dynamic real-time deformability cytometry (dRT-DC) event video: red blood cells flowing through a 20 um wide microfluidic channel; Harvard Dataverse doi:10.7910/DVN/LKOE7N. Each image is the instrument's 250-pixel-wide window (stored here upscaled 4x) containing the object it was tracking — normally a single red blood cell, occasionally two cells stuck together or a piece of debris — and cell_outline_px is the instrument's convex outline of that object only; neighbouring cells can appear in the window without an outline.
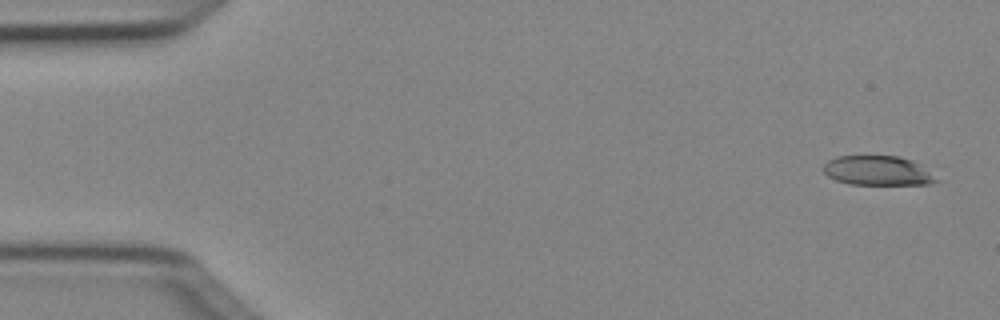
{"species": "Egyptian fruit bat (a non-hibernating species)", "species_latin": "Rousettus aegyptiacus", "temperature_condition": "cold", "stored_images_in_passage": 3, "camera_frame_rate_fps": 3000, "um_per_image_px": 0.085, "animal": {"sex": "female"}, "frame": {"image": 1, "passage_image": 1, "time_ms": 0.0, "image_size_px": [1000, 320], "cell_outline_px": [[940, 180], [928, 184], [848, 184], [836, 180], [828, 176], [824, 172], [824, 164], [828, 160], [836, 156], [896, 156], [912, 160], [920, 164]], "centroid_in_image_um": [74.6, 14.5], "position_along_channel_um": 10.4, "area_um2": 19.31}}